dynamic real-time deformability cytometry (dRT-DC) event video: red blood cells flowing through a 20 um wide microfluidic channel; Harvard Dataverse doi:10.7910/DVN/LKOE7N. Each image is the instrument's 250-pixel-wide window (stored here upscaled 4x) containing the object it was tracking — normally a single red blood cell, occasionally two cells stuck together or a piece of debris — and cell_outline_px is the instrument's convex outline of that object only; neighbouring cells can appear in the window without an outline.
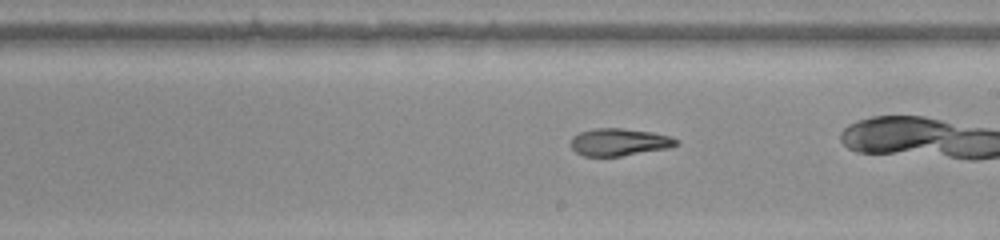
{"species": "common noctule bat (a hibernating species)", "species_latin": "Nyctalus noctula", "temperature_condition": "warm", "stored_images_in_passage": 27, "camera_frame_rate_fps": 3000, "um_per_image_px": 0.085, "animal": {"sex": "female", "body_mass_g": 22.0, "forearm_length_mm": 56.7}, "frame": {"image": 1, "passage_image": 16, "time_ms": 5.0, "image_size_px": [1000, 240], "cell_outline_px": [[680, 140], [676, 144], [668, 148], [620, 156], [584, 156], [576, 152], [568, 144], [572, 136], [580, 132], [596, 128], [624, 128], [652, 132], [672, 136]], "centroid_in_image_um": [52.61, 12.07], "position_along_channel_um": 236.4, "area_um2": 16.94}}